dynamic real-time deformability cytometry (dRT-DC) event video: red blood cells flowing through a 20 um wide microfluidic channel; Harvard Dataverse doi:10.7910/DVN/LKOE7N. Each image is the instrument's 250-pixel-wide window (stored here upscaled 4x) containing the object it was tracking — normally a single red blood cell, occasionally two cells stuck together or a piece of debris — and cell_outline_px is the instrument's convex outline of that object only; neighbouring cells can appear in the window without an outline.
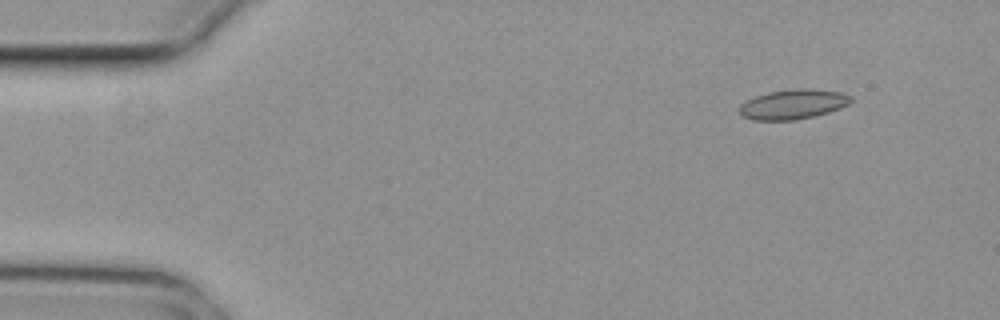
{"species": "common noctule bat (a hibernating species)", "species_latin": "Nyctalus noctula", "temperature_condition": "cold", "stored_images_in_passage": 3, "camera_frame_rate_fps": 3000, "um_per_image_px": 0.085, "animal": {"sex": "female", "body_mass_g": 29.2, "forearm_length_mm": 56.3}, "frame": {"image": 1, "passage_image": 1, "time_ms": 0.0, "image_size_px": [1000, 320], "cell_outline_px": [[852, 100], [848, 104], [840, 108], [828, 112], [796, 120], [752, 120], [740, 116], [740, 104], [744, 100], [768, 92], [800, 88], [808, 88], [840, 92], [852, 96]], "centroid_in_image_um": [67.38, 8.86], "position_along_channel_um": 17.6, "area_um2": 19.36}}
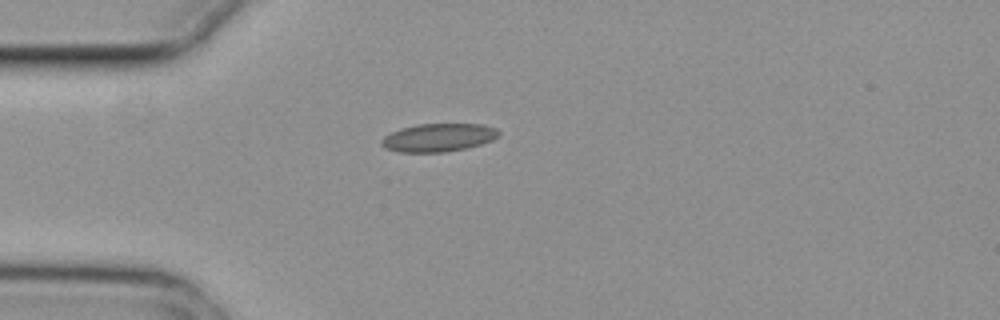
{"frame": {"image": 2, "passage_image": 3, "time_ms": 0.667, "image_size_px": [1000, 320], "cell_outline_px": [[500, 132], [492, 140], [480, 144], [464, 148], [444, 152], [400, 152], [388, 148], [380, 144], [380, 140], [384, 136], [400, 128], [416, 124], [484, 124], [496, 128]], "centroid_in_image_um": [37.25, 11.68], "position_along_channel_um": 47.8, "area_um2": 19.07}}